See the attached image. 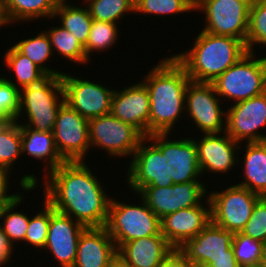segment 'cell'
Returning a JSON list of instances; mask_svg holds the SVG:
<instances>
[{
	"label": "cell",
	"mask_w": 266,
	"mask_h": 267,
	"mask_svg": "<svg viewBox=\"0 0 266 267\" xmlns=\"http://www.w3.org/2000/svg\"><path fill=\"white\" fill-rule=\"evenodd\" d=\"M15 249L16 247H12V245L7 240L6 234L0 227V267L7 266V263L11 264V258L13 254H15Z\"/></svg>",
	"instance_id": "obj_42"
},
{
	"label": "cell",
	"mask_w": 266,
	"mask_h": 267,
	"mask_svg": "<svg viewBox=\"0 0 266 267\" xmlns=\"http://www.w3.org/2000/svg\"><path fill=\"white\" fill-rule=\"evenodd\" d=\"M90 16L97 21L118 24L126 14L134 13V0H83ZM125 15V16H124Z\"/></svg>",
	"instance_id": "obj_33"
},
{
	"label": "cell",
	"mask_w": 266,
	"mask_h": 267,
	"mask_svg": "<svg viewBox=\"0 0 266 267\" xmlns=\"http://www.w3.org/2000/svg\"><path fill=\"white\" fill-rule=\"evenodd\" d=\"M118 30V24L93 19L90 34L84 46L87 59L90 60V55L95 51L102 53L111 49L119 40Z\"/></svg>",
	"instance_id": "obj_34"
},
{
	"label": "cell",
	"mask_w": 266,
	"mask_h": 267,
	"mask_svg": "<svg viewBox=\"0 0 266 267\" xmlns=\"http://www.w3.org/2000/svg\"><path fill=\"white\" fill-rule=\"evenodd\" d=\"M195 11V3L192 0H135L134 12L142 15L179 14ZM144 13V14H143Z\"/></svg>",
	"instance_id": "obj_35"
},
{
	"label": "cell",
	"mask_w": 266,
	"mask_h": 267,
	"mask_svg": "<svg viewBox=\"0 0 266 267\" xmlns=\"http://www.w3.org/2000/svg\"><path fill=\"white\" fill-rule=\"evenodd\" d=\"M160 267H195L178 249H174Z\"/></svg>",
	"instance_id": "obj_43"
},
{
	"label": "cell",
	"mask_w": 266,
	"mask_h": 267,
	"mask_svg": "<svg viewBox=\"0 0 266 267\" xmlns=\"http://www.w3.org/2000/svg\"><path fill=\"white\" fill-rule=\"evenodd\" d=\"M88 166L86 161L62 163L43 177V196L55 211L86 228L105 227L111 196Z\"/></svg>",
	"instance_id": "obj_1"
},
{
	"label": "cell",
	"mask_w": 266,
	"mask_h": 267,
	"mask_svg": "<svg viewBox=\"0 0 266 267\" xmlns=\"http://www.w3.org/2000/svg\"><path fill=\"white\" fill-rule=\"evenodd\" d=\"M21 156V125L15 120L0 122V168L13 171Z\"/></svg>",
	"instance_id": "obj_31"
},
{
	"label": "cell",
	"mask_w": 266,
	"mask_h": 267,
	"mask_svg": "<svg viewBox=\"0 0 266 267\" xmlns=\"http://www.w3.org/2000/svg\"><path fill=\"white\" fill-rule=\"evenodd\" d=\"M85 228L72 217L55 211L50 205V224L43 249L52 253L59 267H73L80 234Z\"/></svg>",
	"instance_id": "obj_16"
},
{
	"label": "cell",
	"mask_w": 266,
	"mask_h": 267,
	"mask_svg": "<svg viewBox=\"0 0 266 267\" xmlns=\"http://www.w3.org/2000/svg\"><path fill=\"white\" fill-rule=\"evenodd\" d=\"M64 102L61 76H48L39 84L20 89L19 113L15 121L25 128L52 132ZM21 116L27 121L20 123Z\"/></svg>",
	"instance_id": "obj_4"
},
{
	"label": "cell",
	"mask_w": 266,
	"mask_h": 267,
	"mask_svg": "<svg viewBox=\"0 0 266 267\" xmlns=\"http://www.w3.org/2000/svg\"><path fill=\"white\" fill-rule=\"evenodd\" d=\"M20 90L0 75V119L15 120L19 113Z\"/></svg>",
	"instance_id": "obj_39"
},
{
	"label": "cell",
	"mask_w": 266,
	"mask_h": 267,
	"mask_svg": "<svg viewBox=\"0 0 266 267\" xmlns=\"http://www.w3.org/2000/svg\"><path fill=\"white\" fill-rule=\"evenodd\" d=\"M202 135L198 141L197 137L193 138L202 174L204 172L224 174L239 163L241 159L237 158L239 154L236 152L241 149V143L236 142L226 132Z\"/></svg>",
	"instance_id": "obj_17"
},
{
	"label": "cell",
	"mask_w": 266,
	"mask_h": 267,
	"mask_svg": "<svg viewBox=\"0 0 266 267\" xmlns=\"http://www.w3.org/2000/svg\"><path fill=\"white\" fill-rule=\"evenodd\" d=\"M91 147L105 150L109 157H131L144 136L132 125L111 113L88 120ZM128 155V156H127Z\"/></svg>",
	"instance_id": "obj_9"
},
{
	"label": "cell",
	"mask_w": 266,
	"mask_h": 267,
	"mask_svg": "<svg viewBox=\"0 0 266 267\" xmlns=\"http://www.w3.org/2000/svg\"><path fill=\"white\" fill-rule=\"evenodd\" d=\"M195 10L205 13L203 31L237 38L246 44L250 11L247 3L238 0H198Z\"/></svg>",
	"instance_id": "obj_10"
},
{
	"label": "cell",
	"mask_w": 266,
	"mask_h": 267,
	"mask_svg": "<svg viewBox=\"0 0 266 267\" xmlns=\"http://www.w3.org/2000/svg\"><path fill=\"white\" fill-rule=\"evenodd\" d=\"M167 133L168 182L199 181L202 173L198 163L197 147L192 137L171 139ZM170 138V139H168Z\"/></svg>",
	"instance_id": "obj_21"
},
{
	"label": "cell",
	"mask_w": 266,
	"mask_h": 267,
	"mask_svg": "<svg viewBox=\"0 0 266 267\" xmlns=\"http://www.w3.org/2000/svg\"><path fill=\"white\" fill-rule=\"evenodd\" d=\"M212 83L189 81L186 88L185 112L200 129L201 134L223 133L226 130V112Z\"/></svg>",
	"instance_id": "obj_11"
},
{
	"label": "cell",
	"mask_w": 266,
	"mask_h": 267,
	"mask_svg": "<svg viewBox=\"0 0 266 267\" xmlns=\"http://www.w3.org/2000/svg\"><path fill=\"white\" fill-rule=\"evenodd\" d=\"M23 196L24 194L12 204L0 209V227L6 234L7 240L13 248L16 244L20 245V241L24 242L30 218V215L27 216V213L22 212V210H20V212L15 210L19 208L20 204H23ZM1 219L3 220L2 222ZM17 241L18 243H16Z\"/></svg>",
	"instance_id": "obj_32"
},
{
	"label": "cell",
	"mask_w": 266,
	"mask_h": 267,
	"mask_svg": "<svg viewBox=\"0 0 266 267\" xmlns=\"http://www.w3.org/2000/svg\"><path fill=\"white\" fill-rule=\"evenodd\" d=\"M178 210L160 219L161 234L174 249H179L195 237L211 221L210 201ZM205 204V205H204Z\"/></svg>",
	"instance_id": "obj_20"
},
{
	"label": "cell",
	"mask_w": 266,
	"mask_h": 267,
	"mask_svg": "<svg viewBox=\"0 0 266 267\" xmlns=\"http://www.w3.org/2000/svg\"><path fill=\"white\" fill-rule=\"evenodd\" d=\"M21 54L29 58L37 67L48 76H61L63 72L46 67L45 62L54 55L49 37L45 30L40 31L34 38L20 40L13 45Z\"/></svg>",
	"instance_id": "obj_29"
},
{
	"label": "cell",
	"mask_w": 266,
	"mask_h": 267,
	"mask_svg": "<svg viewBox=\"0 0 266 267\" xmlns=\"http://www.w3.org/2000/svg\"><path fill=\"white\" fill-rule=\"evenodd\" d=\"M4 61L7 69L14 73V82L12 78H5L18 89L27 86L36 85L48 77V75L37 67L29 58L21 54L13 45L7 49ZM18 85V86H17Z\"/></svg>",
	"instance_id": "obj_27"
},
{
	"label": "cell",
	"mask_w": 266,
	"mask_h": 267,
	"mask_svg": "<svg viewBox=\"0 0 266 267\" xmlns=\"http://www.w3.org/2000/svg\"><path fill=\"white\" fill-rule=\"evenodd\" d=\"M45 32L49 37L52 51L60 54L62 59H67L69 62L74 61L73 63L79 65L90 62L86 57L84 46L62 26L50 27Z\"/></svg>",
	"instance_id": "obj_30"
},
{
	"label": "cell",
	"mask_w": 266,
	"mask_h": 267,
	"mask_svg": "<svg viewBox=\"0 0 266 267\" xmlns=\"http://www.w3.org/2000/svg\"><path fill=\"white\" fill-rule=\"evenodd\" d=\"M255 44L266 46V0H256L250 6L246 36L248 52L254 53Z\"/></svg>",
	"instance_id": "obj_36"
},
{
	"label": "cell",
	"mask_w": 266,
	"mask_h": 267,
	"mask_svg": "<svg viewBox=\"0 0 266 267\" xmlns=\"http://www.w3.org/2000/svg\"><path fill=\"white\" fill-rule=\"evenodd\" d=\"M255 56L248 52L212 82L222 101L235 104L266 92V55Z\"/></svg>",
	"instance_id": "obj_7"
},
{
	"label": "cell",
	"mask_w": 266,
	"mask_h": 267,
	"mask_svg": "<svg viewBox=\"0 0 266 267\" xmlns=\"http://www.w3.org/2000/svg\"><path fill=\"white\" fill-rule=\"evenodd\" d=\"M226 130L236 142L266 141L260 129L266 127V92L233 104L226 109Z\"/></svg>",
	"instance_id": "obj_15"
},
{
	"label": "cell",
	"mask_w": 266,
	"mask_h": 267,
	"mask_svg": "<svg viewBox=\"0 0 266 267\" xmlns=\"http://www.w3.org/2000/svg\"><path fill=\"white\" fill-rule=\"evenodd\" d=\"M211 222L233 233L241 232L249 221L256 202L261 198L234 183L222 191L208 192Z\"/></svg>",
	"instance_id": "obj_8"
},
{
	"label": "cell",
	"mask_w": 266,
	"mask_h": 267,
	"mask_svg": "<svg viewBox=\"0 0 266 267\" xmlns=\"http://www.w3.org/2000/svg\"><path fill=\"white\" fill-rule=\"evenodd\" d=\"M259 267H266V243H264V246H263V252H262Z\"/></svg>",
	"instance_id": "obj_47"
},
{
	"label": "cell",
	"mask_w": 266,
	"mask_h": 267,
	"mask_svg": "<svg viewBox=\"0 0 266 267\" xmlns=\"http://www.w3.org/2000/svg\"><path fill=\"white\" fill-rule=\"evenodd\" d=\"M108 267H130L117 253L116 256L109 262Z\"/></svg>",
	"instance_id": "obj_46"
},
{
	"label": "cell",
	"mask_w": 266,
	"mask_h": 267,
	"mask_svg": "<svg viewBox=\"0 0 266 267\" xmlns=\"http://www.w3.org/2000/svg\"><path fill=\"white\" fill-rule=\"evenodd\" d=\"M70 4L68 0H60L57 4L54 17L58 18L60 26L72 33L76 39L85 46L90 34L93 18L87 6L83 7Z\"/></svg>",
	"instance_id": "obj_26"
},
{
	"label": "cell",
	"mask_w": 266,
	"mask_h": 267,
	"mask_svg": "<svg viewBox=\"0 0 266 267\" xmlns=\"http://www.w3.org/2000/svg\"><path fill=\"white\" fill-rule=\"evenodd\" d=\"M132 157L126 170V184L135 194L146 186L167 187L174 184L168 182L167 133L144 137Z\"/></svg>",
	"instance_id": "obj_5"
},
{
	"label": "cell",
	"mask_w": 266,
	"mask_h": 267,
	"mask_svg": "<svg viewBox=\"0 0 266 267\" xmlns=\"http://www.w3.org/2000/svg\"><path fill=\"white\" fill-rule=\"evenodd\" d=\"M116 245L105 227H88L80 234L73 267H108Z\"/></svg>",
	"instance_id": "obj_22"
},
{
	"label": "cell",
	"mask_w": 266,
	"mask_h": 267,
	"mask_svg": "<svg viewBox=\"0 0 266 267\" xmlns=\"http://www.w3.org/2000/svg\"><path fill=\"white\" fill-rule=\"evenodd\" d=\"M238 1L245 2V3H247L249 6H251L256 0H238Z\"/></svg>",
	"instance_id": "obj_48"
},
{
	"label": "cell",
	"mask_w": 266,
	"mask_h": 267,
	"mask_svg": "<svg viewBox=\"0 0 266 267\" xmlns=\"http://www.w3.org/2000/svg\"><path fill=\"white\" fill-rule=\"evenodd\" d=\"M127 204L111 198L105 224L117 250L127 242L161 233L160 218L147 206L146 202Z\"/></svg>",
	"instance_id": "obj_6"
},
{
	"label": "cell",
	"mask_w": 266,
	"mask_h": 267,
	"mask_svg": "<svg viewBox=\"0 0 266 267\" xmlns=\"http://www.w3.org/2000/svg\"><path fill=\"white\" fill-rule=\"evenodd\" d=\"M159 62L141 80L149 93V135L171 133L181 114L186 115L185 96L190 78L185 68L172 54Z\"/></svg>",
	"instance_id": "obj_2"
},
{
	"label": "cell",
	"mask_w": 266,
	"mask_h": 267,
	"mask_svg": "<svg viewBox=\"0 0 266 267\" xmlns=\"http://www.w3.org/2000/svg\"><path fill=\"white\" fill-rule=\"evenodd\" d=\"M10 171L4 168H0V209L3 207L12 204L14 201H16L22 194L15 192L12 194H9L8 188L11 184H9L11 181L9 180L11 177L9 176L11 174ZM9 184V185H8Z\"/></svg>",
	"instance_id": "obj_41"
},
{
	"label": "cell",
	"mask_w": 266,
	"mask_h": 267,
	"mask_svg": "<svg viewBox=\"0 0 266 267\" xmlns=\"http://www.w3.org/2000/svg\"><path fill=\"white\" fill-rule=\"evenodd\" d=\"M43 202V209H40V213H35L34 217L29 218L26 236L24 242L33 248L35 247L39 251L43 250L46 241L50 224V204L45 200Z\"/></svg>",
	"instance_id": "obj_38"
},
{
	"label": "cell",
	"mask_w": 266,
	"mask_h": 267,
	"mask_svg": "<svg viewBox=\"0 0 266 267\" xmlns=\"http://www.w3.org/2000/svg\"><path fill=\"white\" fill-rule=\"evenodd\" d=\"M10 24H13L8 11H7V7H6V1L5 0H0V29L2 28V26H7L9 27Z\"/></svg>",
	"instance_id": "obj_45"
},
{
	"label": "cell",
	"mask_w": 266,
	"mask_h": 267,
	"mask_svg": "<svg viewBox=\"0 0 266 267\" xmlns=\"http://www.w3.org/2000/svg\"><path fill=\"white\" fill-rule=\"evenodd\" d=\"M21 150L23 155L45 162L47 167L44 166L46 169L43 172L46 171L43 176L65 162L57 152L53 132L37 131L21 125Z\"/></svg>",
	"instance_id": "obj_24"
},
{
	"label": "cell",
	"mask_w": 266,
	"mask_h": 267,
	"mask_svg": "<svg viewBox=\"0 0 266 267\" xmlns=\"http://www.w3.org/2000/svg\"><path fill=\"white\" fill-rule=\"evenodd\" d=\"M119 90H114L110 113L135 127L144 137H148L150 100L146 85L138 81Z\"/></svg>",
	"instance_id": "obj_18"
},
{
	"label": "cell",
	"mask_w": 266,
	"mask_h": 267,
	"mask_svg": "<svg viewBox=\"0 0 266 267\" xmlns=\"http://www.w3.org/2000/svg\"><path fill=\"white\" fill-rule=\"evenodd\" d=\"M173 250L160 233L124 243L117 253L130 267H160Z\"/></svg>",
	"instance_id": "obj_23"
},
{
	"label": "cell",
	"mask_w": 266,
	"mask_h": 267,
	"mask_svg": "<svg viewBox=\"0 0 266 267\" xmlns=\"http://www.w3.org/2000/svg\"><path fill=\"white\" fill-rule=\"evenodd\" d=\"M192 48L172 55L186 70L191 81L212 83L247 53L237 38L200 31Z\"/></svg>",
	"instance_id": "obj_3"
},
{
	"label": "cell",
	"mask_w": 266,
	"mask_h": 267,
	"mask_svg": "<svg viewBox=\"0 0 266 267\" xmlns=\"http://www.w3.org/2000/svg\"><path fill=\"white\" fill-rule=\"evenodd\" d=\"M233 236V232L216 226L210 221L203 230L178 250L195 267H204L210 259L234 256Z\"/></svg>",
	"instance_id": "obj_19"
},
{
	"label": "cell",
	"mask_w": 266,
	"mask_h": 267,
	"mask_svg": "<svg viewBox=\"0 0 266 267\" xmlns=\"http://www.w3.org/2000/svg\"><path fill=\"white\" fill-rule=\"evenodd\" d=\"M243 156V182L245 187L261 197H266V141L246 142Z\"/></svg>",
	"instance_id": "obj_25"
},
{
	"label": "cell",
	"mask_w": 266,
	"mask_h": 267,
	"mask_svg": "<svg viewBox=\"0 0 266 267\" xmlns=\"http://www.w3.org/2000/svg\"><path fill=\"white\" fill-rule=\"evenodd\" d=\"M61 79L65 103L82 117L89 120L110 113L115 89L94 83L88 78L73 77L65 72L61 75Z\"/></svg>",
	"instance_id": "obj_14"
},
{
	"label": "cell",
	"mask_w": 266,
	"mask_h": 267,
	"mask_svg": "<svg viewBox=\"0 0 266 267\" xmlns=\"http://www.w3.org/2000/svg\"><path fill=\"white\" fill-rule=\"evenodd\" d=\"M12 23L30 22L34 19H52L60 0H5Z\"/></svg>",
	"instance_id": "obj_28"
},
{
	"label": "cell",
	"mask_w": 266,
	"mask_h": 267,
	"mask_svg": "<svg viewBox=\"0 0 266 267\" xmlns=\"http://www.w3.org/2000/svg\"><path fill=\"white\" fill-rule=\"evenodd\" d=\"M204 267H241L235 256L210 259Z\"/></svg>",
	"instance_id": "obj_44"
},
{
	"label": "cell",
	"mask_w": 266,
	"mask_h": 267,
	"mask_svg": "<svg viewBox=\"0 0 266 267\" xmlns=\"http://www.w3.org/2000/svg\"><path fill=\"white\" fill-rule=\"evenodd\" d=\"M240 233L266 243V197L256 202L249 221Z\"/></svg>",
	"instance_id": "obj_40"
},
{
	"label": "cell",
	"mask_w": 266,
	"mask_h": 267,
	"mask_svg": "<svg viewBox=\"0 0 266 267\" xmlns=\"http://www.w3.org/2000/svg\"><path fill=\"white\" fill-rule=\"evenodd\" d=\"M52 132L57 152L65 162L87 161L85 157L90 150L87 118L64 102Z\"/></svg>",
	"instance_id": "obj_12"
},
{
	"label": "cell",
	"mask_w": 266,
	"mask_h": 267,
	"mask_svg": "<svg viewBox=\"0 0 266 267\" xmlns=\"http://www.w3.org/2000/svg\"><path fill=\"white\" fill-rule=\"evenodd\" d=\"M206 188L201 180L177 183L167 187L146 186L137 193V196H140L162 219L178 210L202 204L204 197L207 196L205 194L208 193Z\"/></svg>",
	"instance_id": "obj_13"
},
{
	"label": "cell",
	"mask_w": 266,
	"mask_h": 267,
	"mask_svg": "<svg viewBox=\"0 0 266 267\" xmlns=\"http://www.w3.org/2000/svg\"><path fill=\"white\" fill-rule=\"evenodd\" d=\"M264 243L245 236L240 232L234 233L232 248L236 261L241 267H258L261 261Z\"/></svg>",
	"instance_id": "obj_37"
}]
</instances>
